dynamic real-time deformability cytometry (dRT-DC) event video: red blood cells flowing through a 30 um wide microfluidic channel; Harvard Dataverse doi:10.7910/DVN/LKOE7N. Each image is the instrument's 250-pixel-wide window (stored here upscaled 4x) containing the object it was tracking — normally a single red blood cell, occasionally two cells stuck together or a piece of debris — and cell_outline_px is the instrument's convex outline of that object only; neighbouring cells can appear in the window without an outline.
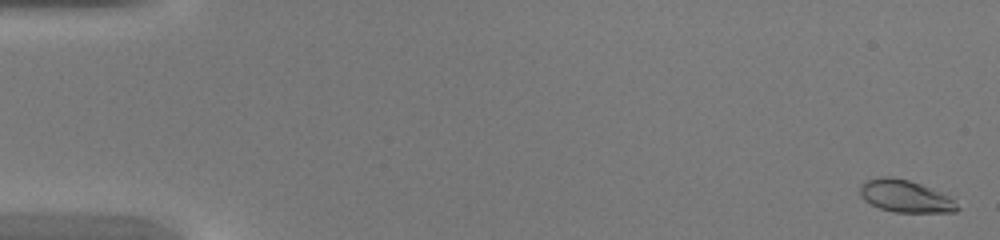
{"species": "common noctule bat (a hibernating species)", "species_latin": "Nyctalus noctula", "temperature_condition": "warm", "stored_images_in_passage": 45, "camera_frame_rate_fps": 3000, "um_per_image_px": 0.085, "animal": {"sex": "female", "body_mass_g": 20.0, "forearm_length_mm": 54.0}, "frame": {"image": 1, "passage_image": 1, "time_ms": 0.0, "image_size_px": [1000, 240], "cell_outline_px": [[960, 208], [956, 212], [892, 212], [880, 208], [864, 200], [860, 196], [860, 188], [868, 180], [884, 176], [888, 176], [908, 180], [920, 184], [940, 192], [948, 196]], "centroid_in_image_um": [76.95, 16.69], "position_along_channel_um": 8.1, "area_um2": 17.92}}
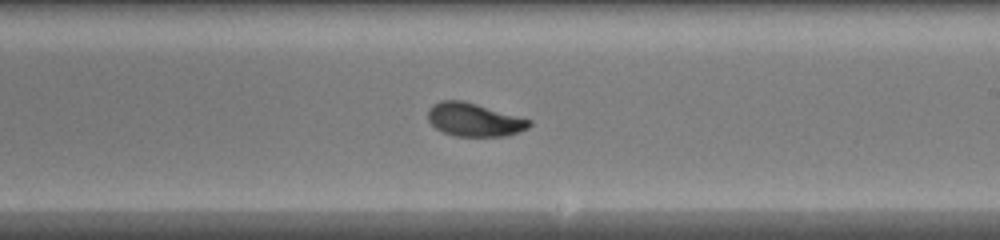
{"frame": {"image": 2, "passage_image": 27, "time_ms": 8.667, "image_size_px": [1000, 240], "cell_outline_px": [[532, 124], [528, 128], [504, 136], [456, 136], [444, 132], [436, 128], [428, 120], [428, 108], [432, 104], [440, 100], [464, 100], [532, 120]], "centroid_in_image_um": [40.28, 10.16], "position_along_channel_um": 248.7, "area_um2": 19.65}}
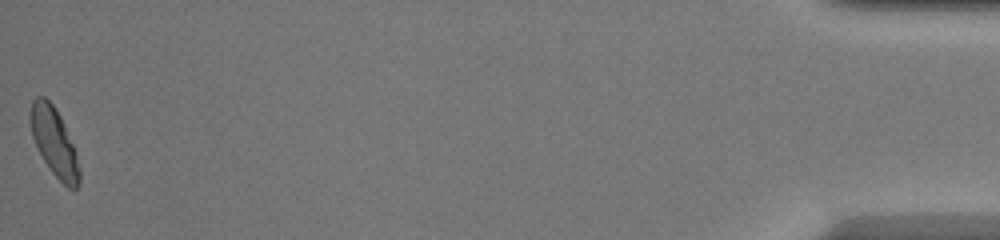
{"frame": {"image": 3, "passage_image": 45, "time_ms": 14.667, "image_size_px": [1000, 240], "cell_outline_px": [[80, 184], [76, 188], [68, 188], [52, 172], [44, 160], [32, 136], [28, 116], [32, 100], [36, 96], [44, 96], [52, 104], [60, 116], [64, 124], [76, 152], [80, 168]], "centroid_in_image_um": [4.6, 12.05], "position_along_channel_um": 430.6, "area_um2": 19.42}}